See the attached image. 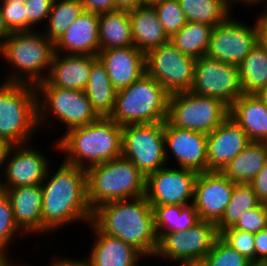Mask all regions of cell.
<instances>
[{"mask_svg":"<svg viewBox=\"0 0 267 266\" xmlns=\"http://www.w3.org/2000/svg\"><path fill=\"white\" fill-rule=\"evenodd\" d=\"M14 261L13 256L0 253V266H14L16 264Z\"/></svg>","mask_w":267,"mask_h":266,"instance_id":"cell-54","label":"cell"},{"mask_svg":"<svg viewBox=\"0 0 267 266\" xmlns=\"http://www.w3.org/2000/svg\"><path fill=\"white\" fill-rule=\"evenodd\" d=\"M164 139L165 157L169 166L174 164V167L193 170L197 173L208 172L207 134L181 129L165 121Z\"/></svg>","mask_w":267,"mask_h":266,"instance_id":"cell-17","label":"cell"},{"mask_svg":"<svg viewBox=\"0 0 267 266\" xmlns=\"http://www.w3.org/2000/svg\"><path fill=\"white\" fill-rule=\"evenodd\" d=\"M100 50L134 46L129 10L117 9L99 15Z\"/></svg>","mask_w":267,"mask_h":266,"instance_id":"cell-27","label":"cell"},{"mask_svg":"<svg viewBox=\"0 0 267 266\" xmlns=\"http://www.w3.org/2000/svg\"><path fill=\"white\" fill-rule=\"evenodd\" d=\"M87 200L93 210L100 204L145 195L146 177L123 156L89 167Z\"/></svg>","mask_w":267,"mask_h":266,"instance_id":"cell-5","label":"cell"},{"mask_svg":"<svg viewBox=\"0 0 267 266\" xmlns=\"http://www.w3.org/2000/svg\"><path fill=\"white\" fill-rule=\"evenodd\" d=\"M122 128L109 117L74 128L53 141L58 154H64L65 163L87 170L122 156Z\"/></svg>","mask_w":267,"mask_h":266,"instance_id":"cell-3","label":"cell"},{"mask_svg":"<svg viewBox=\"0 0 267 266\" xmlns=\"http://www.w3.org/2000/svg\"><path fill=\"white\" fill-rule=\"evenodd\" d=\"M258 44L267 53V33L260 26L258 28Z\"/></svg>","mask_w":267,"mask_h":266,"instance_id":"cell-53","label":"cell"},{"mask_svg":"<svg viewBox=\"0 0 267 266\" xmlns=\"http://www.w3.org/2000/svg\"><path fill=\"white\" fill-rule=\"evenodd\" d=\"M0 1H9V0H0ZM19 1H24L25 2L26 0H19Z\"/></svg>","mask_w":267,"mask_h":266,"instance_id":"cell-59","label":"cell"},{"mask_svg":"<svg viewBox=\"0 0 267 266\" xmlns=\"http://www.w3.org/2000/svg\"><path fill=\"white\" fill-rule=\"evenodd\" d=\"M207 266H253V264L235 249L218 237L212 249L204 257Z\"/></svg>","mask_w":267,"mask_h":266,"instance_id":"cell-38","label":"cell"},{"mask_svg":"<svg viewBox=\"0 0 267 266\" xmlns=\"http://www.w3.org/2000/svg\"><path fill=\"white\" fill-rule=\"evenodd\" d=\"M93 243L90 252L85 253L89 266H140L146 258L132 245L101 233L92 223Z\"/></svg>","mask_w":267,"mask_h":266,"instance_id":"cell-22","label":"cell"},{"mask_svg":"<svg viewBox=\"0 0 267 266\" xmlns=\"http://www.w3.org/2000/svg\"><path fill=\"white\" fill-rule=\"evenodd\" d=\"M232 228L253 234L266 229L267 203H260L257 207L243 213Z\"/></svg>","mask_w":267,"mask_h":266,"instance_id":"cell-41","label":"cell"},{"mask_svg":"<svg viewBox=\"0 0 267 266\" xmlns=\"http://www.w3.org/2000/svg\"><path fill=\"white\" fill-rule=\"evenodd\" d=\"M99 117H109L113 111L117 90L113 87L105 65L96 57L84 90Z\"/></svg>","mask_w":267,"mask_h":266,"instance_id":"cell-28","label":"cell"},{"mask_svg":"<svg viewBox=\"0 0 267 266\" xmlns=\"http://www.w3.org/2000/svg\"><path fill=\"white\" fill-rule=\"evenodd\" d=\"M83 11L84 6L81 0H54L45 26H43L45 29L42 27L40 31L54 44Z\"/></svg>","mask_w":267,"mask_h":266,"instance_id":"cell-32","label":"cell"},{"mask_svg":"<svg viewBox=\"0 0 267 266\" xmlns=\"http://www.w3.org/2000/svg\"><path fill=\"white\" fill-rule=\"evenodd\" d=\"M99 15L84 10L62 37L54 43V52L66 55L97 56L100 51Z\"/></svg>","mask_w":267,"mask_h":266,"instance_id":"cell-21","label":"cell"},{"mask_svg":"<svg viewBox=\"0 0 267 266\" xmlns=\"http://www.w3.org/2000/svg\"><path fill=\"white\" fill-rule=\"evenodd\" d=\"M142 1V5H153L156 2L162 1V0H141Z\"/></svg>","mask_w":267,"mask_h":266,"instance_id":"cell-56","label":"cell"},{"mask_svg":"<svg viewBox=\"0 0 267 266\" xmlns=\"http://www.w3.org/2000/svg\"><path fill=\"white\" fill-rule=\"evenodd\" d=\"M235 183L219 171L198 173L193 204L200 220L217 224L230 202Z\"/></svg>","mask_w":267,"mask_h":266,"instance_id":"cell-18","label":"cell"},{"mask_svg":"<svg viewBox=\"0 0 267 266\" xmlns=\"http://www.w3.org/2000/svg\"><path fill=\"white\" fill-rule=\"evenodd\" d=\"M36 91L40 132L44 129L49 131L59 122L65 127L64 135L99 118L84 91L54 87L46 80L36 86Z\"/></svg>","mask_w":267,"mask_h":266,"instance_id":"cell-8","label":"cell"},{"mask_svg":"<svg viewBox=\"0 0 267 266\" xmlns=\"http://www.w3.org/2000/svg\"><path fill=\"white\" fill-rule=\"evenodd\" d=\"M238 67L243 94H254L267 84V53L259 44Z\"/></svg>","mask_w":267,"mask_h":266,"instance_id":"cell-34","label":"cell"},{"mask_svg":"<svg viewBox=\"0 0 267 266\" xmlns=\"http://www.w3.org/2000/svg\"><path fill=\"white\" fill-rule=\"evenodd\" d=\"M255 20L251 25L232 14L213 27L206 56L238 66L258 44L259 24Z\"/></svg>","mask_w":267,"mask_h":266,"instance_id":"cell-12","label":"cell"},{"mask_svg":"<svg viewBox=\"0 0 267 266\" xmlns=\"http://www.w3.org/2000/svg\"><path fill=\"white\" fill-rule=\"evenodd\" d=\"M219 237L231 248L238 251L255 265L254 234L236 228H226L219 233Z\"/></svg>","mask_w":267,"mask_h":266,"instance_id":"cell-39","label":"cell"},{"mask_svg":"<svg viewBox=\"0 0 267 266\" xmlns=\"http://www.w3.org/2000/svg\"><path fill=\"white\" fill-rule=\"evenodd\" d=\"M230 8L232 7V10L234 9L233 6H235L237 3H238V7L239 5H245L244 8H248V9H251L252 7L257 9V6L261 5V7L264 5V6H267V0H227ZM263 4V5H262ZM250 7V8H249Z\"/></svg>","mask_w":267,"mask_h":266,"instance_id":"cell-47","label":"cell"},{"mask_svg":"<svg viewBox=\"0 0 267 266\" xmlns=\"http://www.w3.org/2000/svg\"><path fill=\"white\" fill-rule=\"evenodd\" d=\"M157 237L166 233L186 231L200 221L195 205H151Z\"/></svg>","mask_w":267,"mask_h":266,"instance_id":"cell-30","label":"cell"},{"mask_svg":"<svg viewBox=\"0 0 267 266\" xmlns=\"http://www.w3.org/2000/svg\"><path fill=\"white\" fill-rule=\"evenodd\" d=\"M228 117L229 107L218 99L191 91L169 97L166 121L172 126L209 134Z\"/></svg>","mask_w":267,"mask_h":266,"instance_id":"cell-9","label":"cell"},{"mask_svg":"<svg viewBox=\"0 0 267 266\" xmlns=\"http://www.w3.org/2000/svg\"><path fill=\"white\" fill-rule=\"evenodd\" d=\"M58 165L55 171L50 165L41 183L42 235L45 236L73 223H83L87 227L92 219L87 200L86 170L63 160Z\"/></svg>","mask_w":267,"mask_h":266,"instance_id":"cell-1","label":"cell"},{"mask_svg":"<svg viewBox=\"0 0 267 266\" xmlns=\"http://www.w3.org/2000/svg\"><path fill=\"white\" fill-rule=\"evenodd\" d=\"M84 10L93 13H106L117 10L115 0H81Z\"/></svg>","mask_w":267,"mask_h":266,"instance_id":"cell-44","label":"cell"},{"mask_svg":"<svg viewBox=\"0 0 267 266\" xmlns=\"http://www.w3.org/2000/svg\"><path fill=\"white\" fill-rule=\"evenodd\" d=\"M4 192L10 199L14 220L19 229L26 236H41L43 202L41 184L6 189Z\"/></svg>","mask_w":267,"mask_h":266,"instance_id":"cell-23","label":"cell"},{"mask_svg":"<svg viewBox=\"0 0 267 266\" xmlns=\"http://www.w3.org/2000/svg\"><path fill=\"white\" fill-rule=\"evenodd\" d=\"M167 36L171 38L188 22L178 0H162L151 5Z\"/></svg>","mask_w":267,"mask_h":266,"instance_id":"cell-37","label":"cell"},{"mask_svg":"<svg viewBox=\"0 0 267 266\" xmlns=\"http://www.w3.org/2000/svg\"><path fill=\"white\" fill-rule=\"evenodd\" d=\"M91 223L103 234L132 245L145 258L154 257L158 237L147 198L115 200L92 210Z\"/></svg>","mask_w":267,"mask_h":266,"instance_id":"cell-2","label":"cell"},{"mask_svg":"<svg viewBox=\"0 0 267 266\" xmlns=\"http://www.w3.org/2000/svg\"><path fill=\"white\" fill-rule=\"evenodd\" d=\"M53 2L54 0L25 1L24 6L27 14V31L40 30L39 26L45 25L47 17L49 16L50 10L52 8Z\"/></svg>","mask_w":267,"mask_h":266,"instance_id":"cell-42","label":"cell"},{"mask_svg":"<svg viewBox=\"0 0 267 266\" xmlns=\"http://www.w3.org/2000/svg\"><path fill=\"white\" fill-rule=\"evenodd\" d=\"M170 94L147 73L128 87L117 91L109 118L116 124H152L165 122Z\"/></svg>","mask_w":267,"mask_h":266,"instance_id":"cell-6","label":"cell"},{"mask_svg":"<svg viewBox=\"0 0 267 266\" xmlns=\"http://www.w3.org/2000/svg\"><path fill=\"white\" fill-rule=\"evenodd\" d=\"M31 143L12 145L0 177V190L41 184L53 163L42 149ZM50 161V162H49Z\"/></svg>","mask_w":267,"mask_h":266,"instance_id":"cell-15","label":"cell"},{"mask_svg":"<svg viewBox=\"0 0 267 266\" xmlns=\"http://www.w3.org/2000/svg\"><path fill=\"white\" fill-rule=\"evenodd\" d=\"M14 266H27L24 262H23V264H22V262H16V264L14 265Z\"/></svg>","mask_w":267,"mask_h":266,"instance_id":"cell-57","label":"cell"},{"mask_svg":"<svg viewBox=\"0 0 267 266\" xmlns=\"http://www.w3.org/2000/svg\"><path fill=\"white\" fill-rule=\"evenodd\" d=\"M11 147L12 145L8 141L0 138V177L2 176L6 158Z\"/></svg>","mask_w":267,"mask_h":266,"instance_id":"cell-48","label":"cell"},{"mask_svg":"<svg viewBox=\"0 0 267 266\" xmlns=\"http://www.w3.org/2000/svg\"><path fill=\"white\" fill-rule=\"evenodd\" d=\"M54 44L40 31L12 32L0 45V58L8 66L4 82L37 86L47 79Z\"/></svg>","mask_w":267,"mask_h":266,"instance_id":"cell-4","label":"cell"},{"mask_svg":"<svg viewBox=\"0 0 267 266\" xmlns=\"http://www.w3.org/2000/svg\"><path fill=\"white\" fill-rule=\"evenodd\" d=\"M0 82V138L11 145L36 142L34 136L40 133L36 86Z\"/></svg>","mask_w":267,"mask_h":266,"instance_id":"cell-7","label":"cell"},{"mask_svg":"<svg viewBox=\"0 0 267 266\" xmlns=\"http://www.w3.org/2000/svg\"><path fill=\"white\" fill-rule=\"evenodd\" d=\"M129 17L134 46L142 53L147 54L170 41L152 6L142 5L130 9Z\"/></svg>","mask_w":267,"mask_h":266,"instance_id":"cell-26","label":"cell"},{"mask_svg":"<svg viewBox=\"0 0 267 266\" xmlns=\"http://www.w3.org/2000/svg\"><path fill=\"white\" fill-rule=\"evenodd\" d=\"M146 73L171 95L190 91L195 59L181 53L170 41L145 54Z\"/></svg>","mask_w":267,"mask_h":266,"instance_id":"cell-11","label":"cell"},{"mask_svg":"<svg viewBox=\"0 0 267 266\" xmlns=\"http://www.w3.org/2000/svg\"><path fill=\"white\" fill-rule=\"evenodd\" d=\"M219 237L216 224L200 220L186 231L166 233L159 241L152 259L178 261L204 259Z\"/></svg>","mask_w":267,"mask_h":266,"instance_id":"cell-14","label":"cell"},{"mask_svg":"<svg viewBox=\"0 0 267 266\" xmlns=\"http://www.w3.org/2000/svg\"><path fill=\"white\" fill-rule=\"evenodd\" d=\"M122 156L130 160L145 177L168 165L164 122L123 126Z\"/></svg>","mask_w":267,"mask_h":266,"instance_id":"cell-10","label":"cell"},{"mask_svg":"<svg viewBox=\"0 0 267 266\" xmlns=\"http://www.w3.org/2000/svg\"><path fill=\"white\" fill-rule=\"evenodd\" d=\"M260 203L249 183H235L230 202L221 220L216 224L218 233L232 227L243 213L257 207Z\"/></svg>","mask_w":267,"mask_h":266,"instance_id":"cell-35","label":"cell"},{"mask_svg":"<svg viewBox=\"0 0 267 266\" xmlns=\"http://www.w3.org/2000/svg\"><path fill=\"white\" fill-rule=\"evenodd\" d=\"M178 264L177 266H207L204 259H195V260H183L175 262V264ZM176 266V265H172Z\"/></svg>","mask_w":267,"mask_h":266,"instance_id":"cell-52","label":"cell"},{"mask_svg":"<svg viewBox=\"0 0 267 266\" xmlns=\"http://www.w3.org/2000/svg\"><path fill=\"white\" fill-rule=\"evenodd\" d=\"M18 236L20 240H23L21 237L24 236L27 238L15 223L10 199L5 192L0 190V253L12 255L9 251L12 245L16 244L13 239Z\"/></svg>","mask_w":267,"mask_h":266,"instance_id":"cell-36","label":"cell"},{"mask_svg":"<svg viewBox=\"0 0 267 266\" xmlns=\"http://www.w3.org/2000/svg\"><path fill=\"white\" fill-rule=\"evenodd\" d=\"M24 1H0L2 14L8 28L12 32L27 31V14Z\"/></svg>","mask_w":267,"mask_h":266,"instance_id":"cell-40","label":"cell"},{"mask_svg":"<svg viewBox=\"0 0 267 266\" xmlns=\"http://www.w3.org/2000/svg\"><path fill=\"white\" fill-rule=\"evenodd\" d=\"M267 163V143L251 142L221 172L234 183H250Z\"/></svg>","mask_w":267,"mask_h":266,"instance_id":"cell-29","label":"cell"},{"mask_svg":"<svg viewBox=\"0 0 267 266\" xmlns=\"http://www.w3.org/2000/svg\"><path fill=\"white\" fill-rule=\"evenodd\" d=\"M95 55L54 53L46 81L54 87L84 91Z\"/></svg>","mask_w":267,"mask_h":266,"instance_id":"cell-24","label":"cell"},{"mask_svg":"<svg viewBox=\"0 0 267 266\" xmlns=\"http://www.w3.org/2000/svg\"><path fill=\"white\" fill-rule=\"evenodd\" d=\"M77 258V259H76ZM65 257V255L63 256H56V253L53 255L52 254V258L51 261L49 262L50 264H48V266H89L87 259L85 258H78V257ZM25 264H27V266H30L31 264H29V262H25ZM29 264V265H28ZM32 266V265H31ZM47 266V264H46Z\"/></svg>","mask_w":267,"mask_h":266,"instance_id":"cell-46","label":"cell"},{"mask_svg":"<svg viewBox=\"0 0 267 266\" xmlns=\"http://www.w3.org/2000/svg\"><path fill=\"white\" fill-rule=\"evenodd\" d=\"M255 265L267 261V228L254 234Z\"/></svg>","mask_w":267,"mask_h":266,"instance_id":"cell-45","label":"cell"},{"mask_svg":"<svg viewBox=\"0 0 267 266\" xmlns=\"http://www.w3.org/2000/svg\"><path fill=\"white\" fill-rule=\"evenodd\" d=\"M256 266H267V261H264V262H262V263H259V264L256 265Z\"/></svg>","mask_w":267,"mask_h":266,"instance_id":"cell-58","label":"cell"},{"mask_svg":"<svg viewBox=\"0 0 267 266\" xmlns=\"http://www.w3.org/2000/svg\"><path fill=\"white\" fill-rule=\"evenodd\" d=\"M263 11L261 9V13H258V16H255L257 18L259 26L267 33V6H262Z\"/></svg>","mask_w":267,"mask_h":266,"instance_id":"cell-51","label":"cell"},{"mask_svg":"<svg viewBox=\"0 0 267 266\" xmlns=\"http://www.w3.org/2000/svg\"><path fill=\"white\" fill-rule=\"evenodd\" d=\"M250 143L243 129L228 117L207 134L208 171L221 172Z\"/></svg>","mask_w":267,"mask_h":266,"instance_id":"cell-19","label":"cell"},{"mask_svg":"<svg viewBox=\"0 0 267 266\" xmlns=\"http://www.w3.org/2000/svg\"><path fill=\"white\" fill-rule=\"evenodd\" d=\"M190 91L218 99L230 107L243 94L239 67L202 56L195 60L194 82Z\"/></svg>","mask_w":267,"mask_h":266,"instance_id":"cell-13","label":"cell"},{"mask_svg":"<svg viewBox=\"0 0 267 266\" xmlns=\"http://www.w3.org/2000/svg\"><path fill=\"white\" fill-rule=\"evenodd\" d=\"M261 203H267V163L249 183Z\"/></svg>","mask_w":267,"mask_h":266,"instance_id":"cell-43","label":"cell"},{"mask_svg":"<svg viewBox=\"0 0 267 266\" xmlns=\"http://www.w3.org/2000/svg\"><path fill=\"white\" fill-rule=\"evenodd\" d=\"M198 173L166 165L146 177L145 197L150 205H189L194 201Z\"/></svg>","mask_w":267,"mask_h":266,"instance_id":"cell-16","label":"cell"},{"mask_svg":"<svg viewBox=\"0 0 267 266\" xmlns=\"http://www.w3.org/2000/svg\"><path fill=\"white\" fill-rule=\"evenodd\" d=\"M231 118L251 142L267 143V106L254 94H242L229 107Z\"/></svg>","mask_w":267,"mask_h":266,"instance_id":"cell-25","label":"cell"},{"mask_svg":"<svg viewBox=\"0 0 267 266\" xmlns=\"http://www.w3.org/2000/svg\"><path fill=\"white\" fill-rule=\"evenodd\" d=\"M188 22L204 23L215 27L233 13L227 0H178Z\"/></svg>","mask_w":267,"mask_h":266,"instance_id":"cell-31","label":"cell"},{"mask_svg":"<svg viewBox=\"0 0 267 266\" xmlns=\"http://www.w3.org/2000/svg\"><path fill=\"white\" fill-rule=\"evenodd\" d=\"M117 9H133L142 6L141 0H115Z\"/></svg>","mask_w":267,"mask_h":266,"instance_id":"cell-49","label":"cell"},{"mask_svg":"<svg viewBox=\"0 0 267 266\" xmlns=\"http://www.w3.org/2000/svg\"><path fill=\"white\" fill-rule=\"evenodd\" d=\"M97 57L105 65L117 91L146 73L145 54L135 46L100 50Z\"/></svg>","mask_w":267,"mask_h":266,"instance_id":"cell-20","label":"cell"},{"mask_svg":"<svg viewBox=\"0 0 267 266\" xmlns=\"http://www.w3.org/2000/svg\"><path fill=\"white\" fill-rule=\"evenodd\" d=\"M213 26L204 23L187 22L170 38V42L183 54L199 59L208 50Z\"/></svg>","mask_w":267,"mask_h":266,"instance_id":"cell-33","label":"cell"},{"mask_svg":"<svg viewBox=\"0 0 267 266\" xmlns=\"http://www.w3.org/2000/svg\"><path fill=\"white\" fill-rule=\"evenodd\" d=\"M12 33V31L8 28L5 23L2 10L0 7V45L4 42V40Z\"/></svg>","mask_w":267,"mask_h":266,"instance_id":"cell-50","label":"cell"},{"mask_svg":"<svg viewBox=\"0 0 267 266\" xmlns=\"http://www.w3.org/2000/svg\"><path fill=\"white\" fill-rule=\"evenodd\" d=\"M267 106V84L254 93Z\"/></svg>","mask_w":267,"mask_h":266,"instance_id":"cell-55","label":"cell"}]
</instances>
